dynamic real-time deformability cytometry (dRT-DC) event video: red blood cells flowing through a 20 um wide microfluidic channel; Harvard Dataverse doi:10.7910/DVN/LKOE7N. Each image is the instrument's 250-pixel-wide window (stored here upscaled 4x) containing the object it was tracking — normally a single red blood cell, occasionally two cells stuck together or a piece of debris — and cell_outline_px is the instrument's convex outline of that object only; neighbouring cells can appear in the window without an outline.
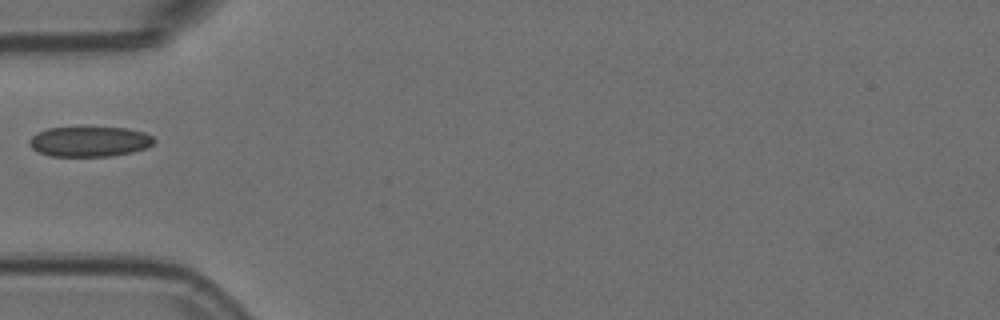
{"species": "Egyptian fruit bat (a non-hibernating species)", "species_latin": "Rousettus aegyptiacus", "temperature_condition": "room temperature", "stored_images_in_passage": 15, "camera_frame_rate_fps": 3000, "um_per_image_px": 0.085, "animal": {"sex": "female"}, "frame": {"image": 1, "passage_image": 1, "time_ms": 0.0, "image_size_px": [1000, 320], "cell_outline_px": [[156, 140], [152, 144], [144, 148], [132, 152], [112, 156], [52, 156], [40, 152], [32, 148], [28, 144], [28, 140], [36, 132], [48, 128], [128, 128], [144, 132], [152, 136]], "centroid_in_image_um": [7.6, 12.03], "position_along_channel_um": 77.4, "area_um2": 21.79}}
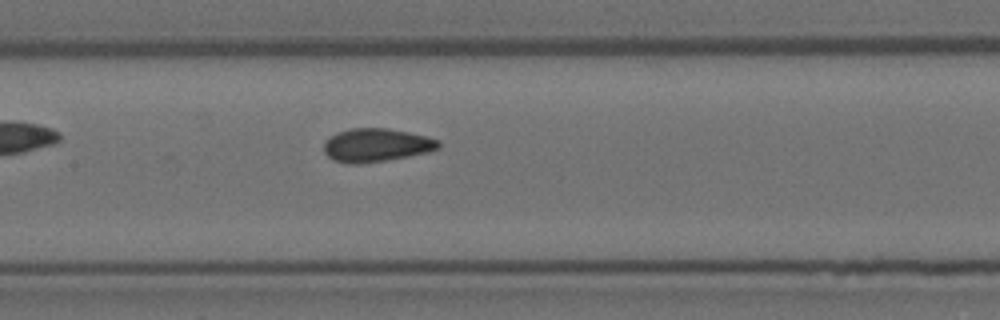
{"frame": {"image": 2, "passage_image": 9, "time_ms": 2.667, "image_size_px": [1000, 320], "cell_outline_px": [[440, 148], [428, 152], [408, 156], [384, 160], [356, 164], [352, 164], [332, 160], [324, 152], [324, 144], [328, 136], [352, 128], [388, 128], [408, 132], [440, 140]], "centroid_in_image_um": [31.98, 12.33], "position_along_channel_um": 175.4, "area_um2": 22.14}}
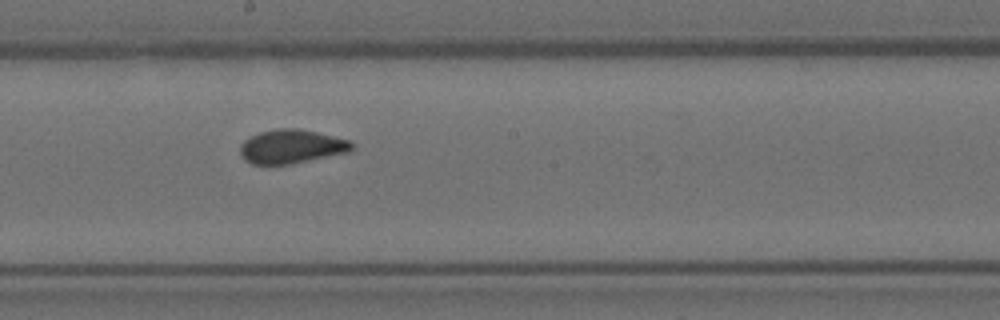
{"frame": {"image": 3, "passage_image": 13, "time_ms": 4.0, "image_size_px": [1000, 320], "cell_outline_px": [[352, 148], [348, 152], [292, 164], [252, 164], [244, 160], [240, 152], [240, 144], [244, 140], [260, 132], [276, 128], [300, 128], [352, 140]], "centroid_in_image_um": [24.77, 12.44], "position_along_channel_um": 223.4, "area_um2": 22.14}}